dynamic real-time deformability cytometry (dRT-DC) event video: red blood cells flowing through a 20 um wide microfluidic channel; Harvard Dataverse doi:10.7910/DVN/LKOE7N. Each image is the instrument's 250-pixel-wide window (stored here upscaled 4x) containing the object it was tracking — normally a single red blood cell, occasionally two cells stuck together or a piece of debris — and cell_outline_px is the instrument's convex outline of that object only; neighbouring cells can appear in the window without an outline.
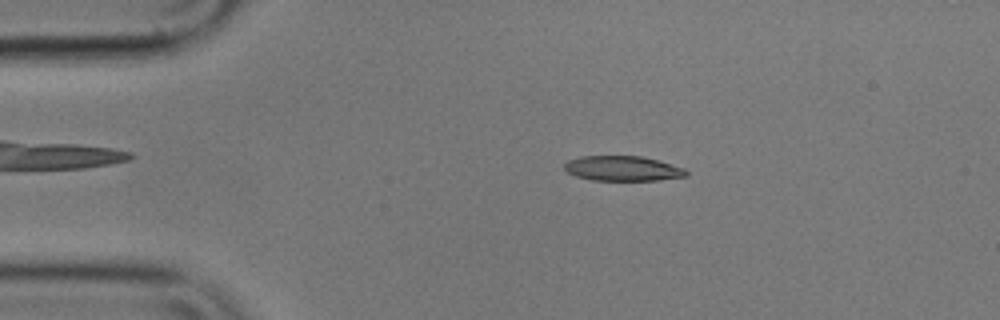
{"species": "common noctule bat (a hibernating species)", "species_latin": "Nyctalus noctula", "temperature_condition": "cold", "stored_images_in_passage": 55, "camera_frame_rate_fps": 3000, "um_per_image_px": 0.085, "animal": {"sex": "male", "body_mass_g": 17.9}, "frame": {"image": 1, "passage_image": 10, "time_ms": 3.0, "image_size_px": [1000, 320], "cell_outline_px": [[688, 176], [656, 180], [592, 180], [576, 176], [568, 172], [564, 168], [564, 164], [568, 160], [580, 156], [640, 156], [656, 160], [684, 168], [688, 172]], "centroid_in_image_um": [52.91, 14.32], "position_along_channel_um": 32.1, "area_um2": 17.57}}
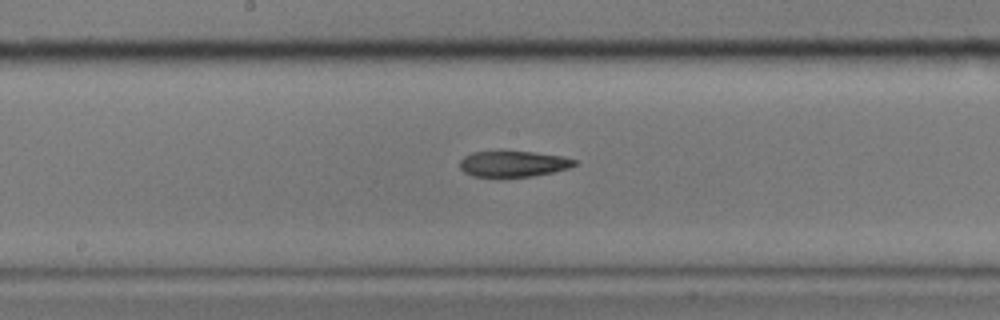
{"frame": {"image": 2, "passage_image": 28, "time_ms": 9.0, "image_size_px": [1000, 320], "cell_outline_px": [[576, 164], [568, 168], [552, 172], [532, 176], [472, 176], [464, 172], [460, 168], [460, 160], [464, 156], [472, 152], [532, 152], [560, 156], [576, 160]], "centroid_in_image_um": [43.6, 13.93], "position_along_channel_um": 204.6, "area_um2": 16.88}}
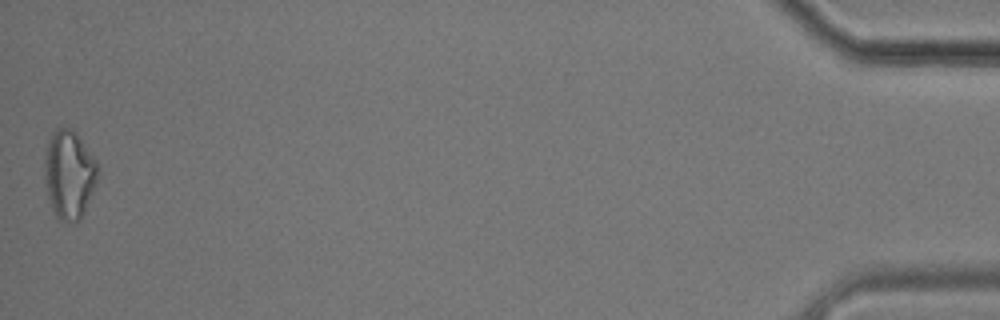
{"frame": {"image": 3, "passage_image": 55, "time_ms": 18.0, "image_size_px": [1000, 320], "cell_outline_px": [[96, 184], [80, 220], [72, 224], [60, 220], [56, 216], [52, 208], [48, 196], [44, 180], [44, 160], [48, 140], [56, 128], [72, 128], [96, 160]], "centroid_in_image_um": [5.85, 14.85], "position_along_channel_um": 429.4, "area_um2": 27.28}}